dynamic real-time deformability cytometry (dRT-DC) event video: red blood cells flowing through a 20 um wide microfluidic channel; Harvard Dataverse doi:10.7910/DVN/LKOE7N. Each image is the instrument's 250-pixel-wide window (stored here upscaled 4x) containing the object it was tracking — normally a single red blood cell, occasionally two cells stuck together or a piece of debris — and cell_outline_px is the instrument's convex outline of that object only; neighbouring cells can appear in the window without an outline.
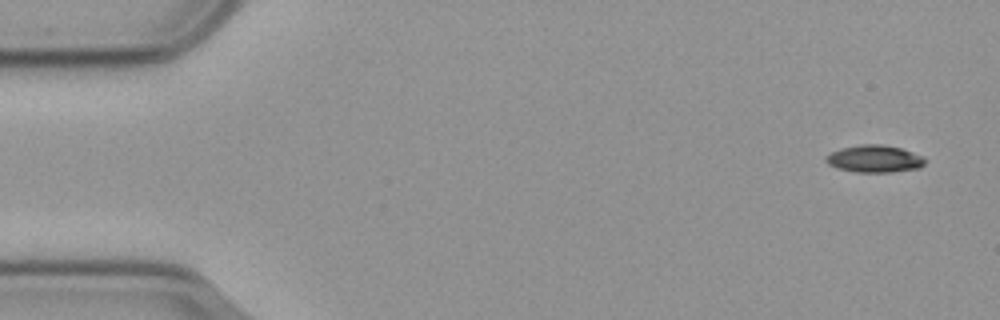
{"species": "common noctule bat (a hibernating species)", "species_latin": "Nyctalus noctula", "temperature_condition": "cold", "stored_images_in_passage": 14, "camera_frame_rate_fps": 3000, "um_per_image_px": 0.085, "animal": {"sex": "male", "body_mass_g": 23.1, "forearm_length_mm": 52.7}, "frame": {"image": 1, "passage_image": 1, "time_ms": 0.0, "image_size_px": [1000, 320], "cell_outline_px": [[928, 160], [920, 168], [892, 172], [856, 172], [840, 168], [828, 164], [824, 160], [824, 156], [840, 148], [860, 144], [880, 144], [900, 148], [924, 156]], "centroid_in_image_um": [74.35, 13.49], "position_along_channel_um": 10.6, "area_um2": 15.84}}
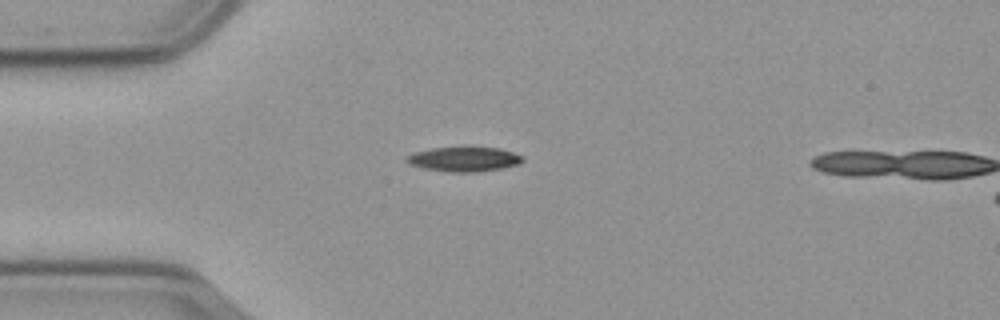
{"frame": {"image": 2, "passage_image": 13, "time_ms": 4.0, "image_size_px": [1000, 320], "cell_outline_px": [[524, 160], [520, 164], [500, 168], [476, 172], [448, 172], [424, 168], [408, 164], [404, 160], [408, 156], [416, 152], [432, 148], [464, 144], [468, 144], [500, 148], [524, 156]], "centroid_in_image_um": [39.47, 13.48], "position_along_channel_um": 45.5, "area_um2": 17.46}}